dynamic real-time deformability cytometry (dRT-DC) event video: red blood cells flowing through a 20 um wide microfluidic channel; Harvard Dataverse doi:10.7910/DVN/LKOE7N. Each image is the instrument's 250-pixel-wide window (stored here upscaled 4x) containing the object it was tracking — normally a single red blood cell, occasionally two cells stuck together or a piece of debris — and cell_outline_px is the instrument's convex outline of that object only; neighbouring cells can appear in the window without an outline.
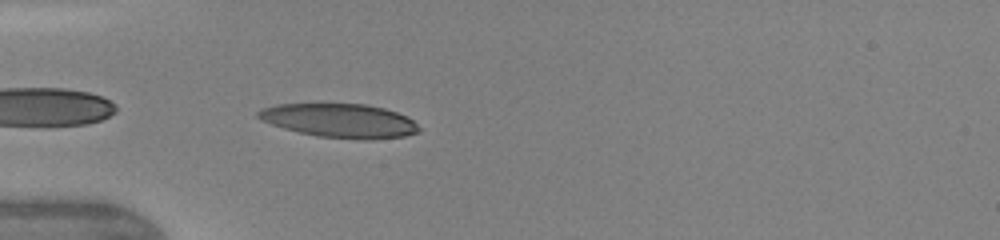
{"species": "human", "species_latin": "Homo sapiens", "temperature_condition": "warm", "stored_images_in_passage": 38, "segment_of_instrument_passage": [2, 2], "camera_frame_rate_fps": 3000, "um_per_image_px": 0.085, "donor": {"sex": "female"}, "frame": {"image": 1, "passage_image": 12, "time_ms": 4.333, "image_size_px": [1000, 240], "cell_outline_px": [[420, 132], [404, 136], [368, 140], [364, 140], [316, 136], [284, 128], [272, 124], [256, 116], [256, 112], [260, 108], [276, 104], [364, 104], [384, 108], [396, 112], [412, 120], [420, 128]], "centroid_in_image_um": [28.87, 10.25], "position_along_channel_um": 56.1, "area_um2": 31.62}}
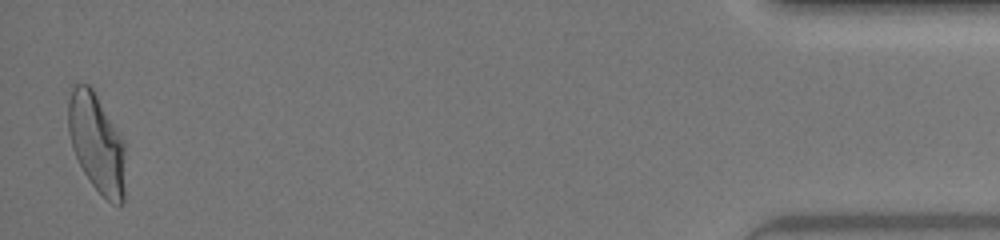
{"frame": {"image": 2, "passage_image": 37, "time_ms": 15.0, "image_size_px": [1000, 240], "cell_outline_px": [[124, 200], [120, 204], [116, 204], [108, 200], [92, 184], [84, 172], [76, 156], [68, 132], [68, 100], [72, 88], [76, 84], [88, 84], [92, 88], [124, 140]], "centroid_in_image_um": [8.22, 12.13], "position_along_channel_um": 427.0, "area_um2": 32.37}}